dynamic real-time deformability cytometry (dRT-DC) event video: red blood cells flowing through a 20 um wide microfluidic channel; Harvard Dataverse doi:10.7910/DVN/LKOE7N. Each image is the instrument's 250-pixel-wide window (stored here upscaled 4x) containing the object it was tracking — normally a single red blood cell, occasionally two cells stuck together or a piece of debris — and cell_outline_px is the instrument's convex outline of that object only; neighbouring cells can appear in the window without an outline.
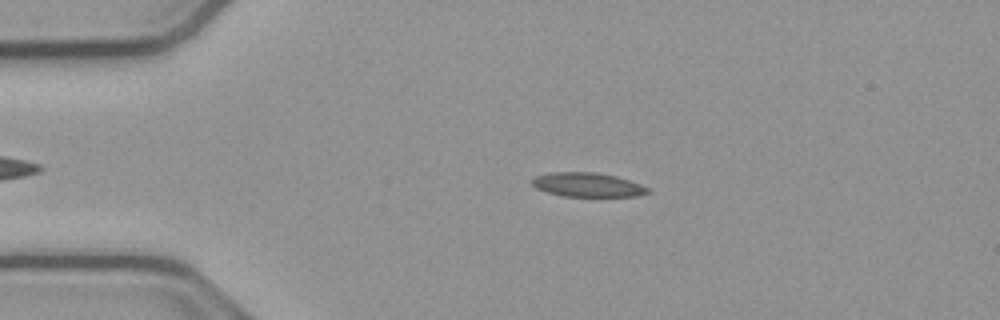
{"species": "common noctule bat (a hibernating species)", "species_latin": "Nyctalus noctula", "temperature_condition": "cold", "stored_images_in_passage": 47, "camera_frame_rate_fps": 3000, "um_per_image_px": 0.085, "animal": {"sex": "male", "body_mass_g": 23.1, "forearm_length_mm": 52.7}, "frame": {"image": 1, "passage_image": 11, "time_ms": 3.333, "image_size_px": [1000, 320], "cell_outline_px": [[652, 192], [636, 196], [564, 196], [548, 192], [536, 188], [528, 180], [532, 176], [552, 172], [596, 172], [616, 176], [652, 188]], "centroid_in_image_um": [49.93, 15.7], "position_along_channel_um": 35.1, "area_um2": 16.47}}
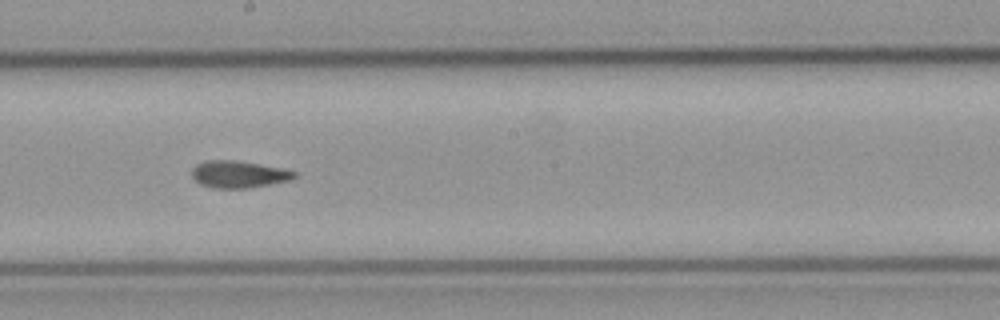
{"frame": {"image": 2, "passage_image": 29, "time_ms": 9.333, "image_size_px": [1000, 320], "cell_outline_px": [[296, 176], [288, 180], [248, 188], [212, 188], [200, 184], [192, 176], [192, 168], [196, 164], [208, 160], [232, 160], [284, 168], [296, 172]], "centroid_in_image_um": [20.25, 14.81], "position_along_channel_um": 227.9, "area_um2": 15.95}}
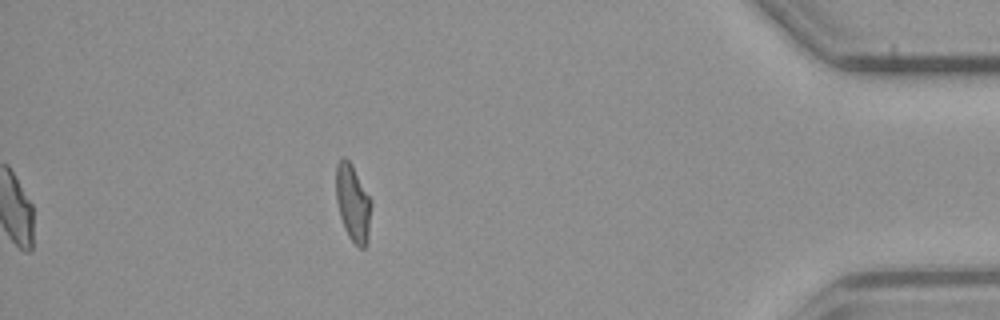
{"frame": {"image": 3, "passage_image": 47, "time_ms": 15.333, "image_size_px": [1000, 320], "cell_outline_px": [[372, 204], [368, 240], [364, 248], [360, 248], [348, 236], [344, 228], [340, 216], [336, 200], [336, 164], [344, 156], [352, 164], [372, 200]], "centroid_in_image_um": [30.01, 17.25], "position_along_channel_um": 405.2, "area_um2": 15.95}, "authors_computed_cell_mechanics": {"area_um2": 16.473, "velocity_mm_per_s": 3.8229, "shape_relaxation_time_tau1_ms": null, "shape_relaxation_time_tau2_ms": 2.9296, "deformation_change_tau1": null, "deformation_change_tau2": 0.0834}}